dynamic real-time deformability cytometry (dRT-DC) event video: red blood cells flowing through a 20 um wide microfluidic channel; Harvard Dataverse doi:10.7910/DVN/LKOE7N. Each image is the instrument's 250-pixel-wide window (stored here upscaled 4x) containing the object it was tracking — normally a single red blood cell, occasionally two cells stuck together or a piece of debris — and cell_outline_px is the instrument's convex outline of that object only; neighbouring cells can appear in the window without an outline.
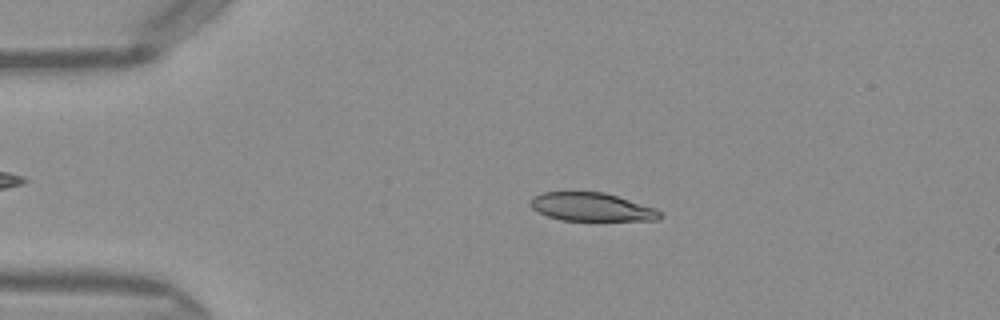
{"species": "Egyptian fruit bat (a non-hibernating species)", "species_latin": "Rousettus aegyptiacus", "temperature_condition": "warm", "stored_images_in_passage": 49, "camera_frame_rate_fps": 3000, "um_per_image_px": 0.085, "frame": {"image": 1, "passage_image": 10, "time_ms": 3.0, "image_size_px": [1000, 320], "cell_outline_px": [[660, 216], [656, 220], [560, 220], [548, 216], [532, 208], [528, 204], [532, 196], [544, 192], [568, 188], [604, 192], [656, 208], [660, 212]], "centroid_in_image_um": [50.18, 17.53], "position_along_channel_um": 34.8, "area_um2": 22.08}}
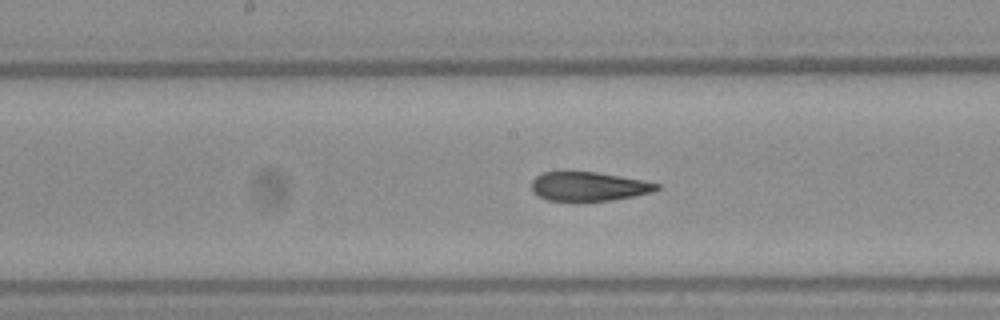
{"frame": {"image": 2, "passage_image": 25, "time_ms": 8.0, "image_size_px": [1000, 320], "cell_outline_px": [[660, 188], [652, 192], [612, 200], [548, 200], [532, 192], [532, 180], [536, 176], [544, 172], [568, 168], [596, 172], [620, 176], [660, 184]], "centroid_in_image_um": [49.97, 15.79], "position_along_channel_um": 198.2, "area_um2": 21.5}}
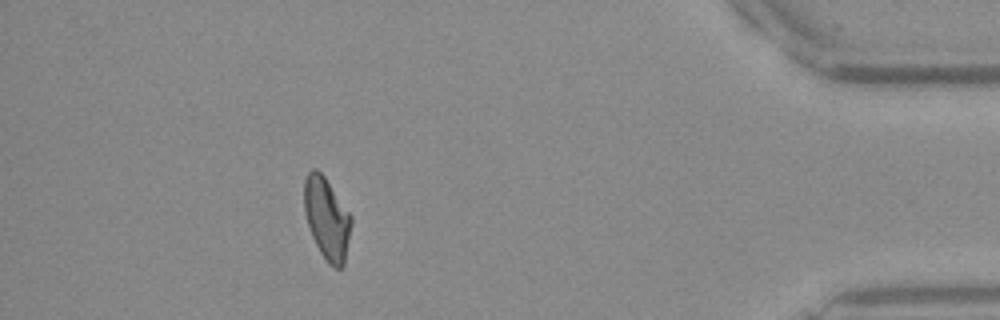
{"frame": {"image": 3, "passage_image": 44, "time_ms": 14.333, "image_size_px": [1000, 320], "cell_outline_px": [[352, 224], [344, 264], [340, 268], [332, 268], [328, 264], [320, 252], [312, 236], [304, 212], [304, 180], [308, 172], [312, 168], [316, 168], [324, 176], [352, 216]], "centroid_in_image_um": [27.78, 18.58], "position_along_channel_um": 407.4, "area_um2": 22.48}, "authors_computed_cell_mechanics": {"area_um2": 22.542, "velocity_mm_per_s": 4.1109, "shape_relaxation_time_tau1_ms": null, "shape_relaxation_time_tau2_ms": 1.4508, "deformation_change_tau1": null, "deformation_change_tau2": 0.0855}}